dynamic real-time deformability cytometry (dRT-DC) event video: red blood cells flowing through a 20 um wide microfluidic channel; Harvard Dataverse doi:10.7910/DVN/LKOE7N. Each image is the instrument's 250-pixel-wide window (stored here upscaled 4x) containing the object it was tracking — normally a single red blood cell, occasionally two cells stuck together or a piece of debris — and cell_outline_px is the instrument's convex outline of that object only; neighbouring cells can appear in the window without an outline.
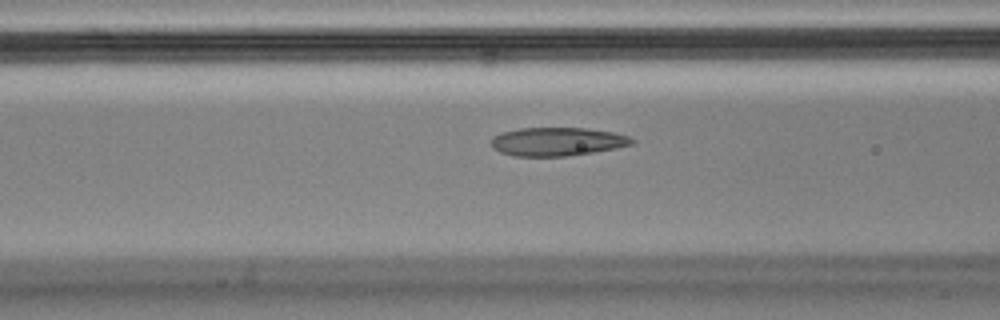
{"species": "Egyptian fruit bat (a non-hibernating species)", "species_latin": "Rousettus aegyptiacus", "temperature_condition": "cold", "stored_images_in_passage": 39, "camera_frame_rate_fps": 3000, "um_per_image_px": 0.085, "animal": {"sex": "male"}, "frame": {"image": 1, "passage_image": 14, "time_ms": 4.333, "image_size_px": [1000, 320], "cell_outline_px": [[636, 140], [632, 144], [616, 148], [592, 152], [564, 156], [512, 156], [500, 152], [492, 148], [492, 136], [500, 132], [520, 128], [588, 128], [612, 132], [628, 136]], "centroid_in_image_um": [47.33, 12.03], "position_along_channel_um": 119.3, "area_um2": 23.35}}
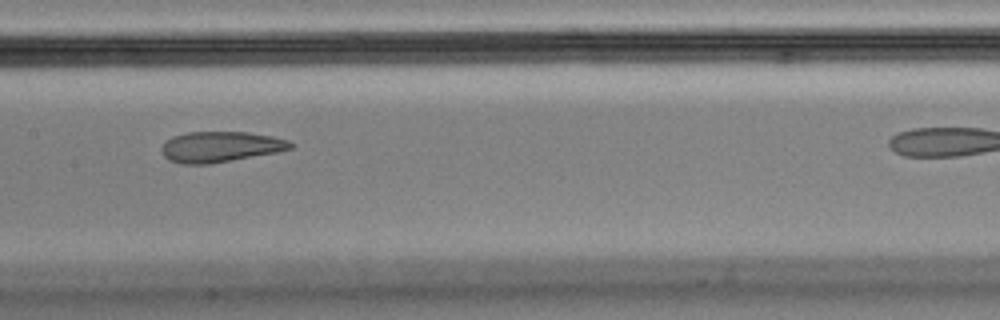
{"frame": {"image": 2, "passage_image": 20, "time_ms": 6.333, "image_size_px": [1000, 320], "cell_outline_px": [[296, 144], [292, 148], [280, 152], [208, 164], [180, 164], [168, 160], [160, 152], [160, 148], [164, 140], [172, 136], [188, 132], [248, 132], [272, 136], [288, 140]], "centroid_in_image_um": [18.71, 12.48], "position_along_channel_um": 188.7, "area_um2": 23.41}}
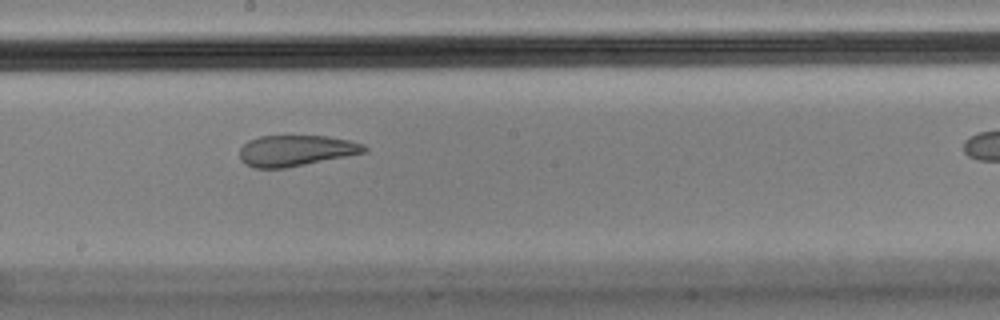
{"frame": {"image": 3, "passage_image": 23, "time_ms": 7.333, "image_size_px": [1000, 320], "cell_outline_px": [[368, 152], [284, 168], [252, 168], [244, 164], [240, 160], [240, 148], [248, 140], [260, 136], [328, 136], [352, 140], [364, 144], [368, 148]], "centroid_in_image_um": [25.16, 12.8], "position_along_channel_um": 223.0, "area_um2": 22.66}}